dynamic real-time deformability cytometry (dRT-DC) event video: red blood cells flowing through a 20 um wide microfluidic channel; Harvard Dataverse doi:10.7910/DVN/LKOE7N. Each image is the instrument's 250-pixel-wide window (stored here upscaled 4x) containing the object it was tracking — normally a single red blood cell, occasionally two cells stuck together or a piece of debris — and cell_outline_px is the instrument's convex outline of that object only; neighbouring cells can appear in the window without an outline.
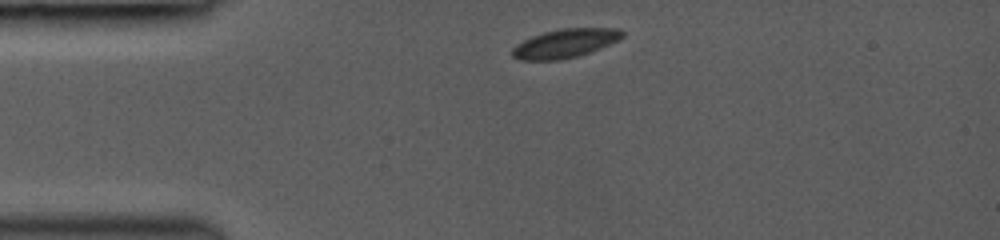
{"species": "common noctule bat (a hibernating species)", "species_latin": "Nyctalus noctula", "temperature_condition": "room temperature", "stored_images_in_passage": 8, "camera_frame_rate_fps": 3000, "um_per_image_px": 0.085, "animal": {"sex": "female", "body_mass_g": 19.0, "forearm_length_mm": 53.3}, "frame": {"image": 1, "passage_image": 1, "time_ms": 0.0, "image_size_px": [1000, 240], "cell_outline_px": [[624, 36], [600, 48], [576, 56], [560, 60], [520, 60], [512, 56], [512, 48], [516, 44], [532, 36], [544, 32], [560, 28], [620, 28], [624, 32]], "centroid_in_image_um": [48.01, 3.68], "position_along_channel_um": 37.0, "area_um2": 18.32}}
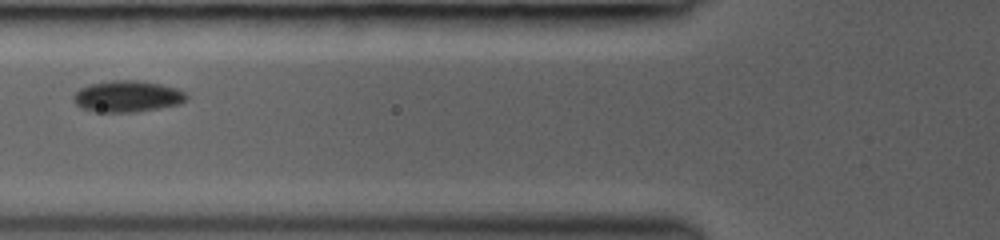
{"frame": {"image": 2, "passage_image": 4, "time_ms": 2.667, "image_size_px": [1000, 240], "cell_outline_px": [[188, 100], [180, 104], [160, 108], [136, 112], [92, 112], [80, 108], [72, 100], [72, 96], [80, 88], [88, 84], [112, 80], [136, 80], [160, 84], [176, 88], [184, 92], [188, 96]], "centroid_in_image_um": [10.8, 8.2], "position_along_channel_um": 115.0, "area_um2": 20.98}}
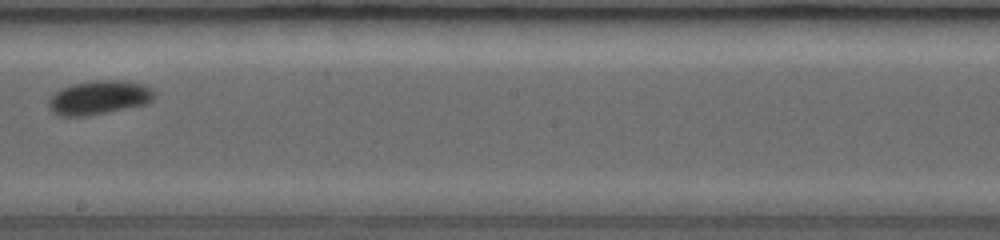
{"frame": {"image": 3, "passage_image": 7, "time_ms": 5.667, "image_size_px": [1000, 240], "cell_outline_px": [[156, 96], [148, 104], [88, 116], [60, 116], [52, 112], [48, 108], [48, 100], [60, 88], [72, 84], [92, 80], [124, 80], [144, 84], [152, 88], [156, 92]], "centroid_in_image_um": [8.45, 8.29], "position_along_channel_um": 239.8, "area_um2": 21.33}}